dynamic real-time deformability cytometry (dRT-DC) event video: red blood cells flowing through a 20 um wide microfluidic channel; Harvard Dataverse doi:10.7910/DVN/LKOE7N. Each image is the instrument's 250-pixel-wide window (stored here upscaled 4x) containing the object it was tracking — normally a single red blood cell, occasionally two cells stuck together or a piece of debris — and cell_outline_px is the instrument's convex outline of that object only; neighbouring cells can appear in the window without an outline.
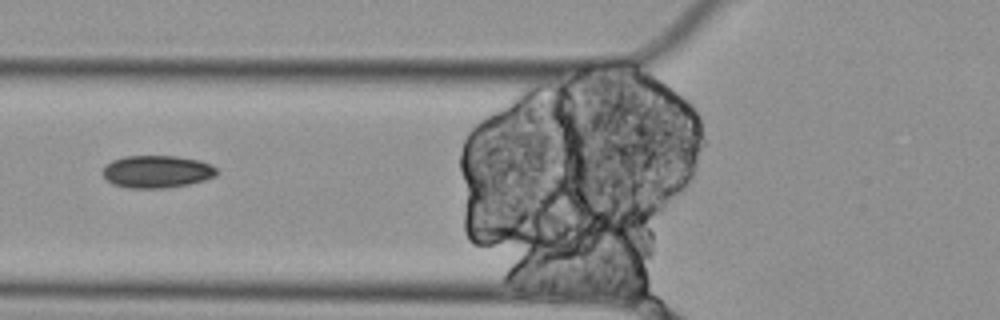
{"species": "Egyptian fruit bat (a non-hibernating species)", "species_latin": "Rousettus aegyptiacus", "temperature_condition": "cold", "stored_images_in_passage": 5, "segment_of_instrument_passage": [2, 2], "camera_frame_rate_fps": 3000, "um_per_image_px": 0.085, "animal": {"sex": "female"}, "frame": {"image": 1, "passage_image": 2, "time_ms": 0.333, "image_size_px": [1000, 320], "cell_outline_px": [[220, 172], [216, 176], [204, 180], [188, 184], [164, 188], [128, 188], [112, 184], [104, 176], [104, 168], [112, 160], [124, 156], [176, 156], [200, 160], [212, 164]], "centroid_in_image_um": [13.39, 14.58], "position_along_channel_um": 112.4, "area_um2": 21.62}}
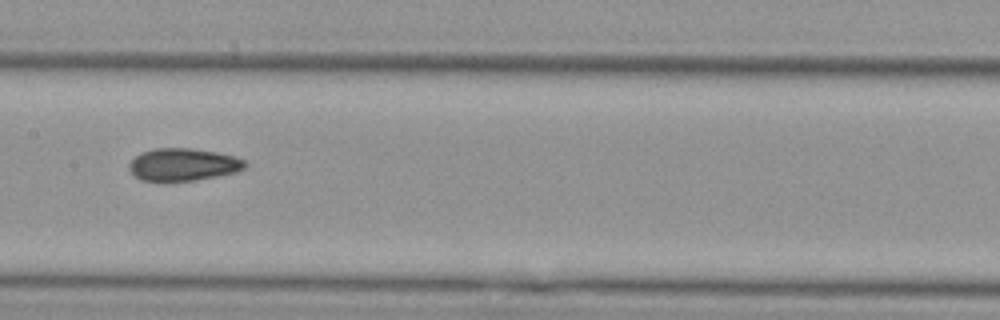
{"frame": {"image": 2, "passage_image": 4, "time_ms": 1.0, "image_size_px": [1000, 320], "cell_outline_px": [[248, 164], [244, 168], [236, 172], [196, 180], [140, 180], [128, 168], [128, 164], [140, 152], [152, 148], [192, 148], [216, 152], [236, 156], [244, 160]], "centroid_in_image_um": [15.58, 13.96], "position_along_channel_um": 191.8, "area_um2": 21.85}}
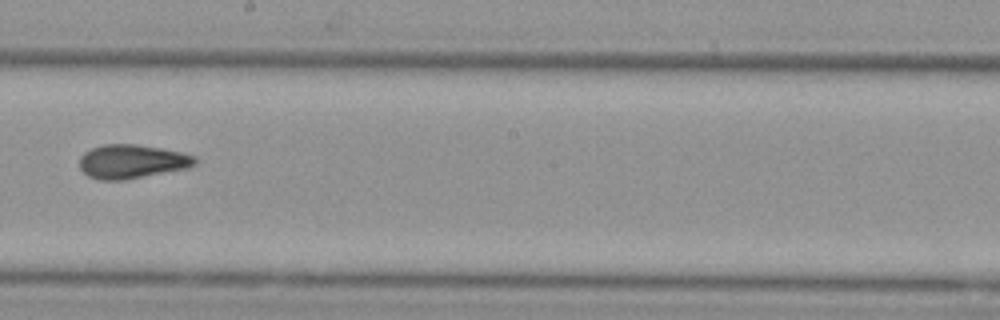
{"frame": {"image": 3, "passage_image": 5, "time_ms": 1.333, "image_size_px": [1000, 320], "cell_outline_px": [[196, 164], [188, 168], [124, 180], [100, 180], [88, 176], [80, 168], [80, 156], [84, 152], [92, 148], [104, 144], [136, 144], [184, 152], [196, 156]], "centroid_in_image_um": [11.22, 13.72], "position_along_channel_um": 237.0, "area_um2": 22.89}}